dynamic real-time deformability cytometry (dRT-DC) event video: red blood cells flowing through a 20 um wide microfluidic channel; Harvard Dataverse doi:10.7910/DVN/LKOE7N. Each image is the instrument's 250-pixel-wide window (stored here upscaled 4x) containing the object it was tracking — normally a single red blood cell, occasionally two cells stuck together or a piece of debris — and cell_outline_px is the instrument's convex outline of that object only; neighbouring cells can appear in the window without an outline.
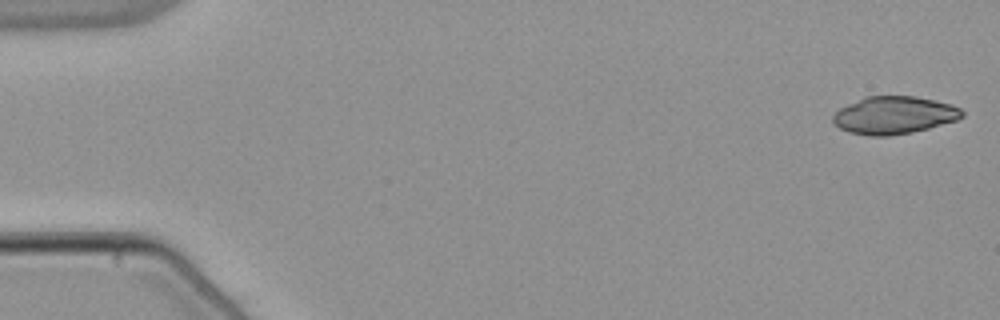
{"species": "common noctule bat (a hibernating species)", "species_latin": "Nyctalus noctula", "temperature_condition": "warm", "stored_images_in_passage": 52, "camera_frame_rate_fps": 3000, "um_per_image_px": 0.085, "animal": {"sex": "male", "body_mass_g": 21.5, "forearm_length_mm": 52.0}, "frame": {"image": 1, "passage_image": 1, "time_ms": 0.0, "image_size_px": [1000, 320], "cell_outline_px": [[964, 116], [956, 120], [928, 128], [912, 132], [888, 136], [872, 136], [848, 132], [840, 128], [832, 120], [832, 116], [840, 108], [864, 96], [916, 96], [936, 100], [952, 104], [960, 108], [964, 112]], "centroid_in_image_um": [76.01, 9.78], "position_along_channel_um": 9.0, "area_um2": 28.32}}